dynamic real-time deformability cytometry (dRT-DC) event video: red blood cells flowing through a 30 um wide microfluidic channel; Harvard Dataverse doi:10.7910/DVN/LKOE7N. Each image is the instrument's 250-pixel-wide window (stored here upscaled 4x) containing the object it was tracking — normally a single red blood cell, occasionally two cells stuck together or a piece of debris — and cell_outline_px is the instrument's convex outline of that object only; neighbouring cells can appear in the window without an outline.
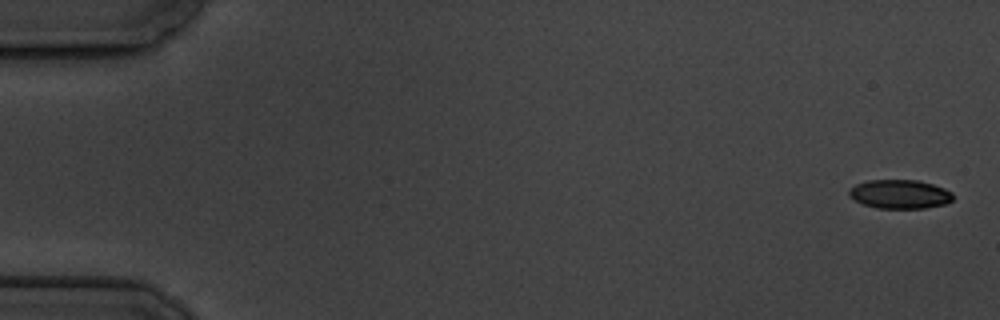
{"species": "common noctule bat (a hibernating species)", "species_latin": "Nyctalus noctula", "temperature_condition": "cold", "stored_images_in_passage": 6, "camera_frame_rate_fps": 3000, "um_per_image_px": 0.085, "animal": {"sex": "male", "body_mass_g": 19.5, "forearm_length_mm": 54.6}, "frame": {"image": 1, "passage_image": 1, "time_ms": 0.0, "image_size_px": [1000, 320], "cell_outline_px": [[952, 200], [944, 204], [924, 208], [876, 208], [864, 204], [848, 196], [848, 188], [856, 184], [868, 180], [916, 180], [932, 184], [944, 188], [952, 192]], "centroid_in_image_um": [76.45, 16.5], "position_along_channel_um": 8.6, "area_um2": 17.46}}
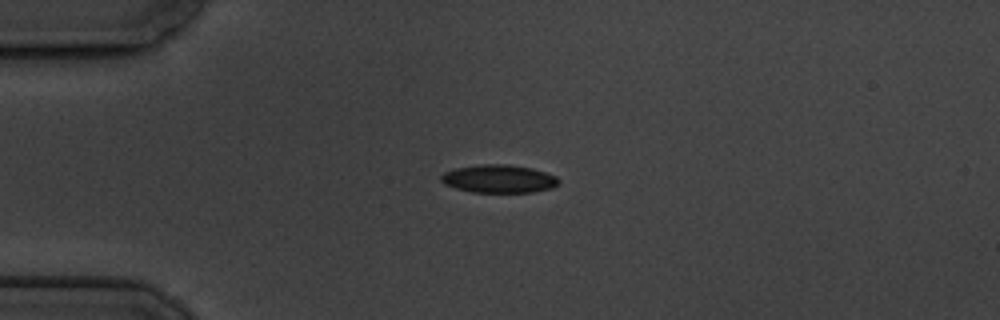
{"frame": {"image": 2, "passage_image": 5, "time_ms": 4.333, "image_size_px": [1000, 320], "cell_outline_px": [[560, 184], [552, 188], [532, 192], [472, 192], [456, 188], [444, 184], [440, 180], [440, 176], [444, 172], [452, 168], [480, 164], [508, 164], [532, 168], [556, 176], [560, 180]], "centroid_in_image_um": [42.39, 15.19], "position_along_channel_um": 42.6, "area_um2": 19.42}}